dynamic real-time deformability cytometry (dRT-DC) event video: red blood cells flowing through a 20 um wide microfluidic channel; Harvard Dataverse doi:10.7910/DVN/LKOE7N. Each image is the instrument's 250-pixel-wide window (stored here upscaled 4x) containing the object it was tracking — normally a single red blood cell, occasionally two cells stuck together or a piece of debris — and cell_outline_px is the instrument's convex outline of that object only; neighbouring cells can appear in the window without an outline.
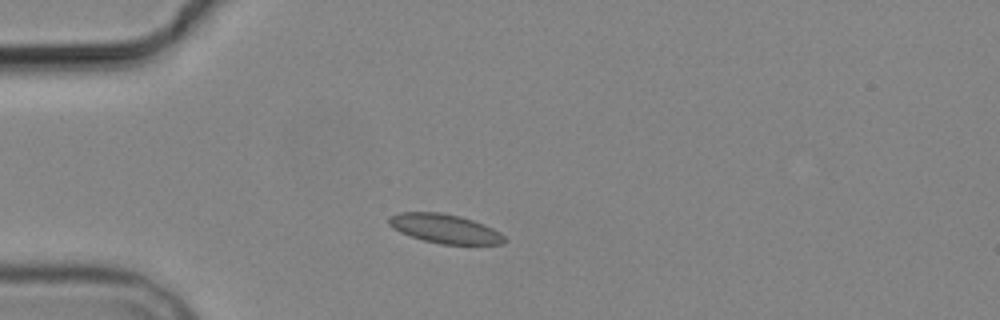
{"species": "common noctule bat (a hibernating species)", "species_latin": "Nyctalus noctula", "temperature_condition": "cold", "stored_images_in_passage": 5, "camera_frame_rate_fps": 3000, "um_per_image_px": 0.085, "animal": {"sex": "male", "body_mass_g": 19.2, "forearm_length_mm": 51.8}, "frame": {"image": 1, "passage_image": 2, "time_ms": 1.333, "image_size_px": [1000, 320], "cell_outline_px": [[508, 240], [504, 244], [440, 244], [424, 240], [400, 232], [392, 228], [388, 224], [388, 216], [400, 212], [440, 212], [460, 216], [484, 224], [500, 232]], "centroid_in_image_um": [37.81, 19.43], "position_along_channel_um": 47.2, "area_um2": 19.65}}
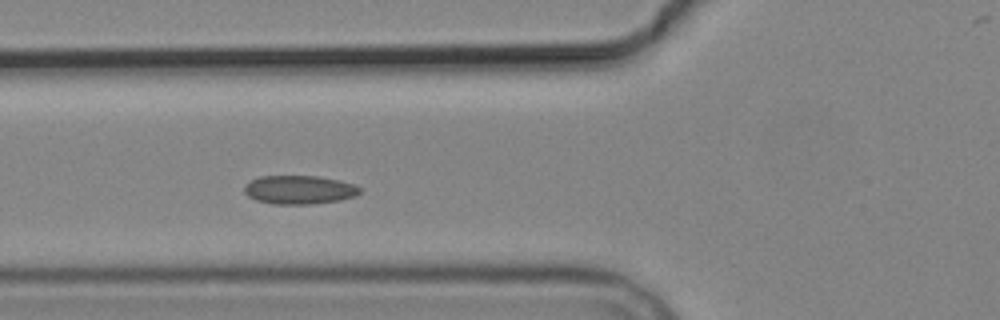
{"frame": {"image": 2, "passage_image": 4, "time_ms": 3.333, "image_size_px": [1000, 320], "cell_outline_px": [[360, 192], [356, 196], [340, 200], [312, 204], [272, 204], [256, 200], [248, 196], [244, 192], [244, 184], [260, 176], [316, 176], [340, 180], [352, 184], [360, 188]], "centroid_in_image_um": [25.42, 16.13], "position_along_channel_um": 100.4, "area_um2": 19.31}}
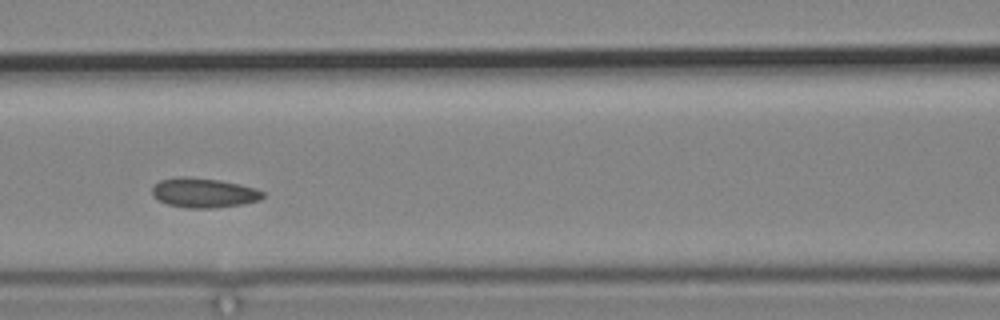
{"frame": {"image": 3, "passage_image": 5, "time_ms": 4.667, "image_size_px": [1000, 320], "cell_outline_px": [[264, 196], [260, 200], [244, 204], [212, 208], [188, 208], [168, 204], [152, 196], [152, 188], [160, 180], [180, 176], [188, 176], [220, 180], [240, 184], [256, 188], [264, 192]], "centroid_in_image_um": [17.34, 16.38], "position_along_channel_um": 149.3, "area_um2": 19.19}}